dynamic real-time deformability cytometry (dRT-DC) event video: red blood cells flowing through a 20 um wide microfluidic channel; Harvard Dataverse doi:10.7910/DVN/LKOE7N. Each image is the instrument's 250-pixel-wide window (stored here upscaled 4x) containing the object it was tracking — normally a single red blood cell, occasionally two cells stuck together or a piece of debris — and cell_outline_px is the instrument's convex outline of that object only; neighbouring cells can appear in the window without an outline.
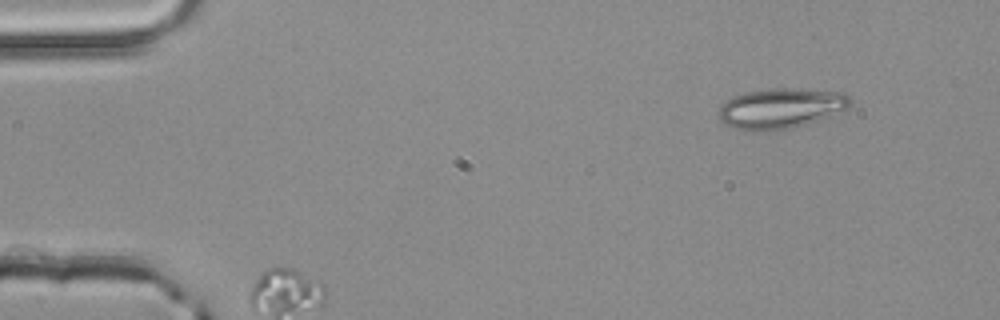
{"species": "common noctule bat (a hibernating species)", "species_latin": "Nyctalus noctula", "temperature_condition": "room temperature", "stored_images_in_passage": 32, "camera_frame_rate_fps": 3000, "um_per_image_px": 0.085, "animal": {"sex": "male", "body_mass_g": 20.4}, "frame": {"image": 1, "passage_image": 1, "time_ms": 0.0, "image_size_px": [1000, 320], "cell_outline_px": [[852, 100], [848, 108], [828, 116], [804, 124], [788, 128], [752, 132], [744, 132], [724, 124], [720, 120], [720, 104], [732, 96], [748, 92], [776, 88], [792, 88], [848, 92]], "centroid_in_image_um": [66.36, 9.2], "position_along_channel_um": 18.6, "area_um2": 30.92}}
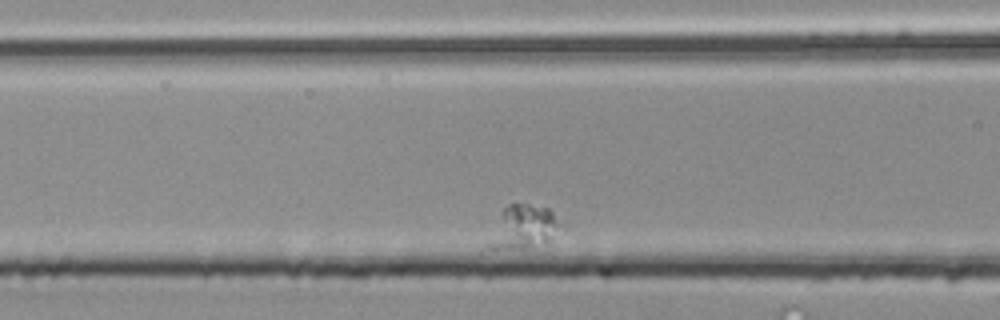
{"frame": {"image": 2, "passage_image": 8, "time_ms": 2.333, "image_size_px": [1000, 320], "cell_outline_px": [[556, 224], [548, 236], [544, 240], [524, 248], [484, 252], [480, 252], [500, 212], [508, 204], [528, 204], [548, 208], [552, 212], [556, 220]], "centroid_in_image_um": [44.17, 19.35], "position_along_channel_um": 122.4, "area_um2": 17.86}}